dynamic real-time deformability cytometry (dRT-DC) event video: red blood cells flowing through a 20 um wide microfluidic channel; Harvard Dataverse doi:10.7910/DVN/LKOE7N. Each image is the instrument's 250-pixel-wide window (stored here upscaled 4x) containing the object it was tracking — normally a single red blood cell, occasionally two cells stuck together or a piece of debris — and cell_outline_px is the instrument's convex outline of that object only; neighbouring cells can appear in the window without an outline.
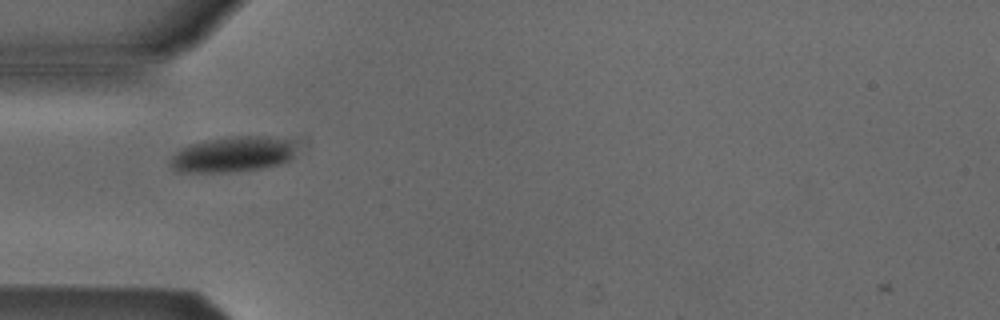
{"species": "Egyptian fruit bat (a non-hibernating species)", "species_latin": "Rousettus aegyptiacus", "temperature_condition": "cold", "stored_images_in_passage": 3, "camera_frame_rate_fps": 3000, "um_per_image_px": 0.085, "animal": {"sex": "male"}, "frame": {"image": 1, "passage_image": 1, "time_ms": 0.0, "image_size_px": [1000, 320], "cell_outline_px": [[288, 160], [280, 164], [260, 168], [228, 172], [176, 172], [168, 164], [168, 160], [180, 148], [188, 144], [204, 140], [228, 136], [276, 136], [288, 140]], "centroid_in_image_um": [19.59, 13.12], "position_along_channel_um": 65.4, "area_um2": 25.72}}
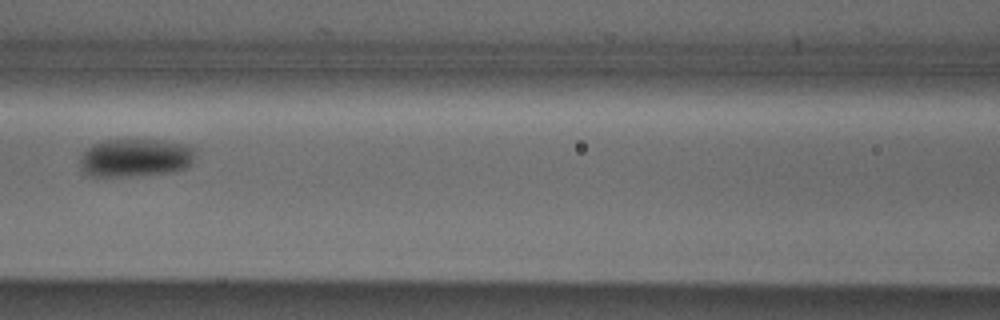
{"frame": {"image": 2, "passage_image": 3, "time_ms": 0.667, "image_size_px": [1000, 320], "cell_outline_px": [[196, 156], [192, 164], [188, 168], [172, 172], [136, 176], [88, 176], [84, 172], [80, 164], [80, 156], [92, 144], [104, 140], [160, 140], [188, 144], [192, 148]], "centroid_in_image_um": [11.54, 13.42], "position_along_channel_um": 155.1, "area_um2": 25.95}}